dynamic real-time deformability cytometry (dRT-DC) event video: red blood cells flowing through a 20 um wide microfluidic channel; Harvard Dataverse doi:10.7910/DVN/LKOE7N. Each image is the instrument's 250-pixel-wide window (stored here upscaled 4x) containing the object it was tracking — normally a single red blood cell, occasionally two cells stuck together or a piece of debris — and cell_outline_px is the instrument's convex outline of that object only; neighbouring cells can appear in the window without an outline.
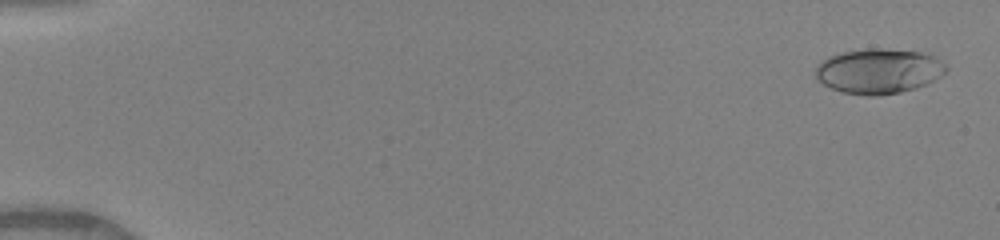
{"species": "human", "species_latin": "Homo sapiens", "temperature_condition": "warm", "stored_images_in_passage": 50, "camera_frame_rate_fps": 3000, "um_per_image_px": 0.085, "donor": {"sex": "female"}, "frame": {"image": 1, "passage_image": 2, "time_ms": 0.333, "image_size_px": [1000, 240], "cell_outline_px": [[948, 68], [940, 76], [916, 88], [900, 92], [880, 96], [868, 96], [840, 92], [824, 84], [816, 76], [816, 68], [824, 60], [832, 56], [844, 52], [868, 48], [880, 48], [920, 52], [932, 56], [944, 64]], "centroid_in_image_um": [74.69, 6.06], "position_along_channel_um": 10.3, "area_um2": 33.7}}
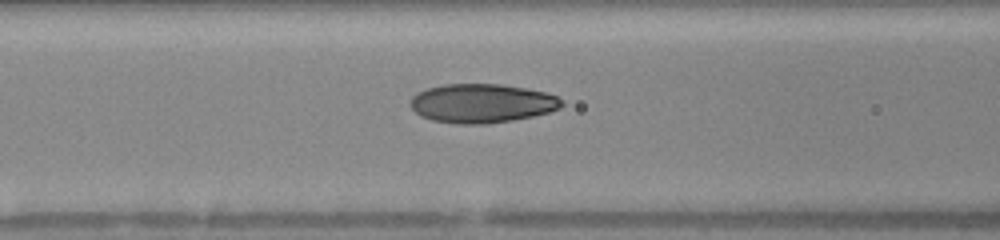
{"frame": {"image": 2, "passage_image": 22, "time_ms": 7.0, "image_size_px": [1000, 240], "cell_outline_px": [[564, 104], [560, 108], [548, 112], [532, 116], [512, 120], [484, 124], [456, 124], [432, 120], [420, 116], [408, 104], [412, 96], [428, 88], [444, 84], [500, 84], [524, 88], [544, 92], [556, 96], [564, 100]], "centroid_in_image_um": [40.94, 8.78], "position_along_channel_um": 125.7, "area_um2": 34.33}}
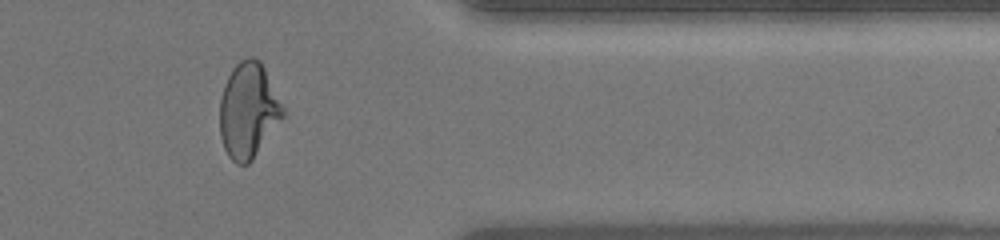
{"frame": {"image": 3, "passage_image": 42, "time_ms": 13.667, "image_size_px": [1000, 240], "cell_outline_px": [[284, 116], [252, 160], [248, 164], [236, 164], [228, 156], [224, 148], [220, 136], [220, 100], [224, 84], [232, 68], [240, 60], [248, 56], [252, 56], [260, 60], [284, 108]], "centroid_in_image_um": [21.09, 9.38], "position_along_channel_um": 390.3, "area_um2": 34.91}, "authors_computed_cell_mechanics": {"area_um2": 33.6974, "velocity_mm_per_s": 4.1282, "shape_relaxation_time_tau1_ms": 5.5995, "shape_relaxation_time_tau2_ms": 0.8009, "deformation_change_tau1": 0.2213, "deformation_change_tau2": 0.065}}